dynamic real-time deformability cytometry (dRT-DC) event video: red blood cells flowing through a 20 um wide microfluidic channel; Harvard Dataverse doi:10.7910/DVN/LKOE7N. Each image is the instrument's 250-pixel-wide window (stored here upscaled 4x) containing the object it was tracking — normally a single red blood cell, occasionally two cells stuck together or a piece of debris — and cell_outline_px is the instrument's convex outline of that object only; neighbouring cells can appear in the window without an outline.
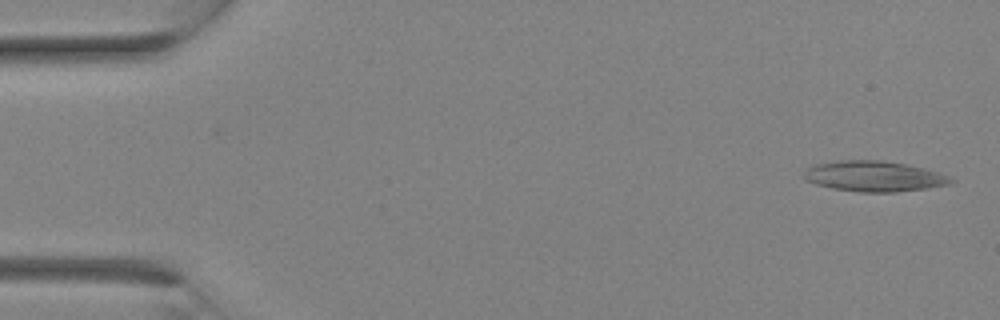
{"species": "Egyptian fruit bat (a non-hibernating species)", "species_latin": "Rousettus aegyptiacus", "temperature_condition": "room temperature", "stored_images_in_passage": 12, "camera_frame_rate_fps": 3000, "um_per_image_px": 0.085, "animal": {"sex": "female"}, "frame": {"image": 1, "passage_image": 1, "time_ms": 0.0, "image_size_px": [1000, 320], "cell_outline_px": [[956, 180], [948, 184], [928, 188], [896, 192], [860, 192], [832, 188], [816, 184], [804, 180], [804, 172], [808, 168], [816, 164], [840, 160], [884, 160], [924, 168], [948, 176]], "centroid_in_image_um": [74.28, 14.98], "position_along_channel_um": 10.7, "area_um2": 26.01}}
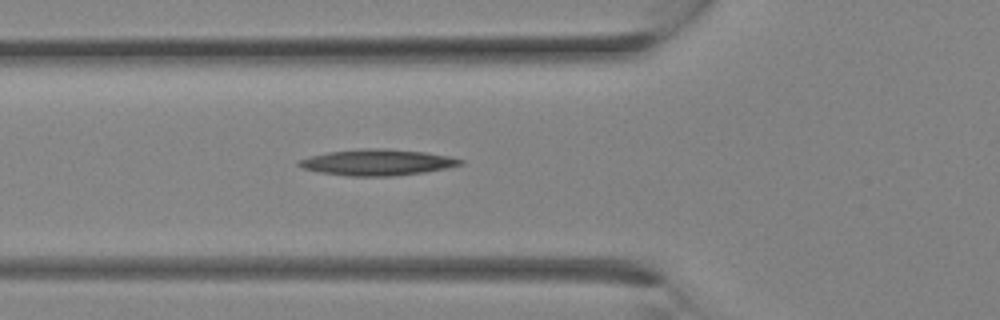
{"frame": {"image": 2, "passage_image": 10, "time_ms": 3.0, "image_size_px": [1000, 320], "cell_outline_px": [[464, 164], [424, 172], [392, 176], [348, 176], [320, 172], [300, 168], [296, 164], [296, 160], [328, 152], [364, 148], [388, 148], [428, 152], [452, 156], [464, 160]], "centroid_in_image_um": [32.08, 13.79], "position_along_channel_um": 93.7, "area_um2": 24.8}}
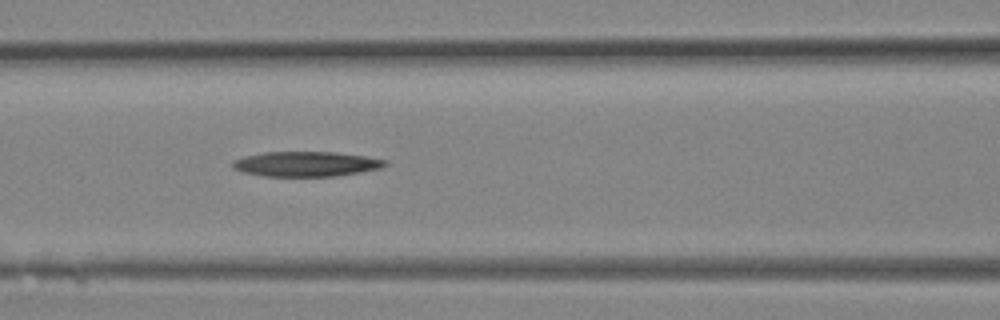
{"frame": {"image": 3, "passage_image": 12, "time_ms": 3.667, "image_size_px": [1000, 320], "cell_outline_px": [[388, 164], [380, 168], [360, 172], [336, 176], [264, 176], [244, 172], [232, 168], [232, 160], [244, 156], [264, 152], [332, 152], [364, 156], [388, 160]], "centroid_in_image_um": [26.0, 13.94], "position_along_channel_um": 140.6, "area_um2": 22.14}}